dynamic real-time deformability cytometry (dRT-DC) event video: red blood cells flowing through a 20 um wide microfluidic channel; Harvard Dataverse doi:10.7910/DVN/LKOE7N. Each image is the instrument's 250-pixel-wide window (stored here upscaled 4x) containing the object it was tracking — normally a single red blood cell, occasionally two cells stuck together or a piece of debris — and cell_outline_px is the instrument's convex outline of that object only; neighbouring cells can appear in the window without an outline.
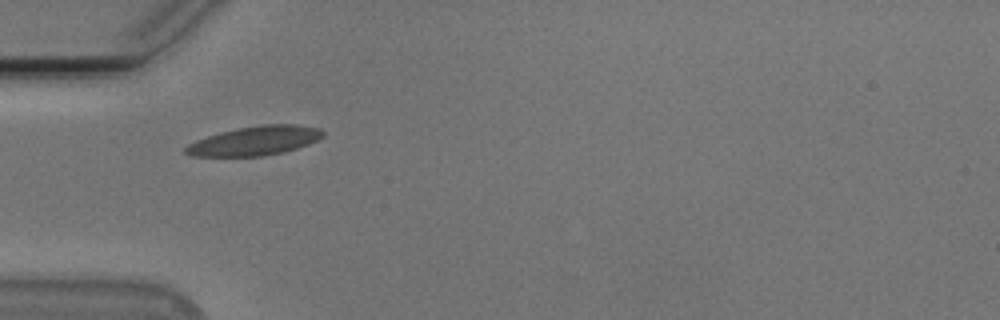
{"species": "Egyptian fruit bat (a non-hibernating species)", "species_latin": "Rousettus aegyptiacus", "temperature_condition": "cold", "stored_images_in_passage": 4, "camera_frame_rate_fps": 3000, "um_per_image_px": 0.085, "animal": {"sex": "male"}, "frame": {"image": 1, "passage_image": 1, "time_ms": 0.0, "image_size_px": [1000, 320], "cell_outline_px": [[324, 136], [308, 144], [284, 152], [264, 156], [192, 156], [184, 152], [184, 148], [188, 144], [196, 140], [220, 132], [236, 128], [264, 124], [296, 124], [320, 128], [324, 132]], "centroid_in_image_um": [21.67, 11.96], "position_along_channel_um": 63.3, "area_um2": 23.35}}